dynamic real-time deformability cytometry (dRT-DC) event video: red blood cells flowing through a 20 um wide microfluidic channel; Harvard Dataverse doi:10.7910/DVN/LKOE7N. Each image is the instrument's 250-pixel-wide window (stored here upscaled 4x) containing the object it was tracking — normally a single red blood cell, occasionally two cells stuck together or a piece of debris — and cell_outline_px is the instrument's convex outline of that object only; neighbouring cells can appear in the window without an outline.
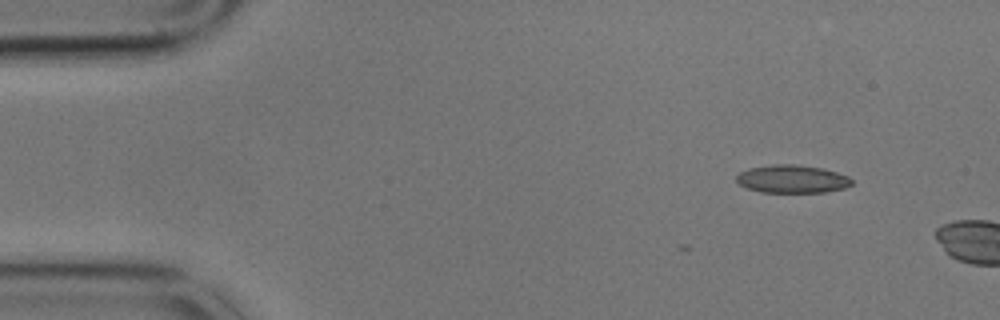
{"species": "common noctule bat (a hibernating species)", "species_latin": "Nyctalus noctula", "temperature_condition": "cold", "stored_images_in_passage": 2, "camera_frame_rate_fps": 3000, "um_per_image_px": 0.085, "animal": {"sex": "male", "body_mass_g": 17.9}, "frame": {"image": 1, "passage_image": 2, "time_ms": 0.333, "image_size_px": [1000, 320], "cell_outline_px": [[852, 184], [844, 188], [824, 192], [760, 192], [748, 188], [740, 184], [736, 180], [736, 176], [740, 172], [748, 168], [772, 164], [796, 164], [820, 168], [836, 172], [848, 176], [852, 180]], "centroid_in_image_um": [67.31, 15.21], "position_along_channel_um": 17.7, "area_um2": 18.73}}